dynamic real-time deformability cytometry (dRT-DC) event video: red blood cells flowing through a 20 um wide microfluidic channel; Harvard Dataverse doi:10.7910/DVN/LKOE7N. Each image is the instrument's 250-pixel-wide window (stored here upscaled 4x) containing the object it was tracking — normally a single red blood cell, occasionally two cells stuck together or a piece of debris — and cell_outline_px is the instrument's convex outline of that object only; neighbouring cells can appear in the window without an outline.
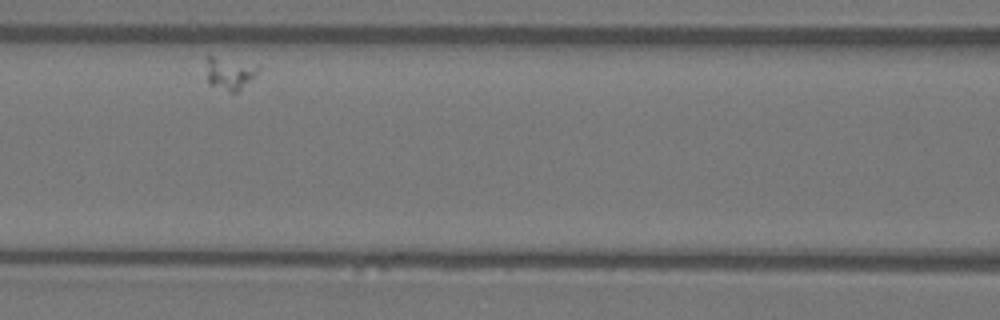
{"species": "Egyptian fruit bat (a non-hibernating species)", "species_latin": "Rousettus aegyptiacus", "temperature_condition": "warm", "stored_images_in_passage": 33, "camera_frame_rate_fps": 3000, "um_per_image_px": 0.085, "animal": {"sex": "female"}, "frame": {"image": 1, "passage_image": 10, "time_ms": 3.0, "image_size_px": [1000, 320], "cell_outline_px": [[260, 68], [236, 92], [228, 92], [208, 84], [208, 52], [260, 64]], "centroid_in_image_um": [19.5, 6.13], "position_along_channel_um": 147.1, "area_um2": 10.12}}
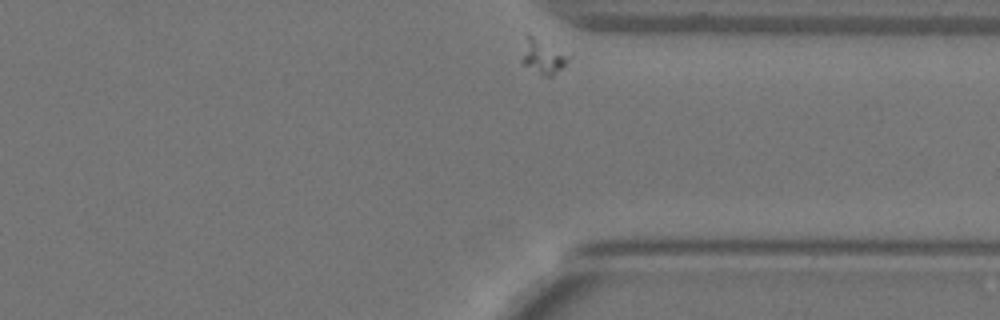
{"frame": {"image": 2, "passage_image": 33, "time_ms": 10.667, "image_size_px": [1000, 320], "cell_outline_px": [[572, 56], [552, 76], [540, 76], [520, 64], [520, 60], [528, 32], [572, 52]], "centroid_in_image_um": [46.17, 4.77], "position_along_channel_um": 365.2, "area_um2": 10.23}}